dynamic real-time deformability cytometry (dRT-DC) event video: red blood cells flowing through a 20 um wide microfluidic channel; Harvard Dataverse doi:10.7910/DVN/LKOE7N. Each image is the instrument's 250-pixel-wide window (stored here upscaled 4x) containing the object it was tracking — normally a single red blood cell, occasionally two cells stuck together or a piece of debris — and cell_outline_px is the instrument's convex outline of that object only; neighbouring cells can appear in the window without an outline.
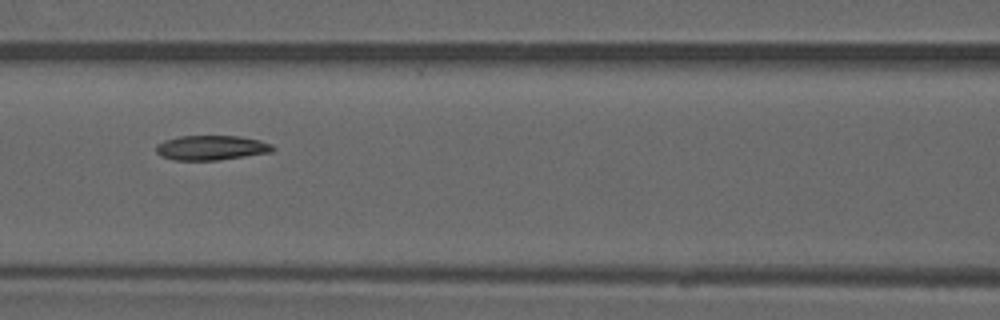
{"species": "common noctule bat (a hibernating species)", "species_latin": "Nyctalus noctula", "temperature_condition": "warm", "stored_images_in_passage": 5, "camera_frame_rate_fps": 3000, "um_per_image_px": 0.085, "animal": {"sex": "male", "forearm_length_mm": 52.5}, "frame": {"image": 1, "passage_image": 5, "time_ms": 5.333, "image_size_px": [1000, 320], "cell_outline_px": [[276, 148], [272, 152], [216, 160], [176, 160], [160, 156], [156, 152], [156, 144], [164, 140], [180, 136], [240, 136], [260, 140], [272, 144]], "centroid_in_image_um": [17.96, 12.55], "position_along_channel_um": 148.6, "area_um2": 16.82}}